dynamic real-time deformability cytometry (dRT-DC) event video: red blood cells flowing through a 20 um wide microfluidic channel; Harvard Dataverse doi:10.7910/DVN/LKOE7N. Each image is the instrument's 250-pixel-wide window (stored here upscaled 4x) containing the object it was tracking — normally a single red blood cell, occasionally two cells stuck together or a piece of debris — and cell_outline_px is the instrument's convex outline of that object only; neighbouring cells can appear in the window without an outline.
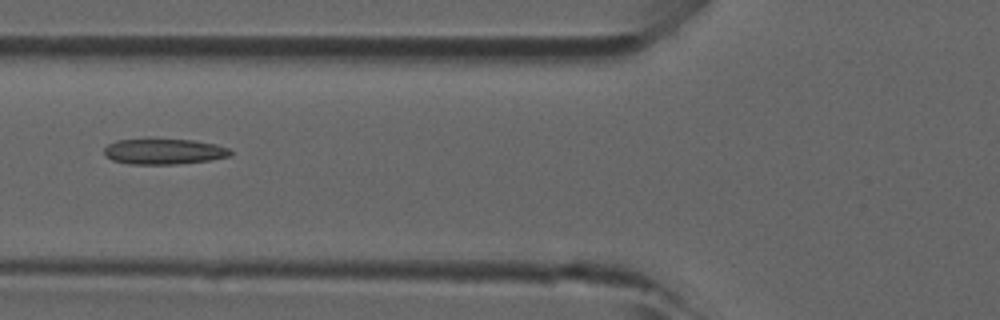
{"species": "common noctule bat (a hibernating species)", "species_latin": "Nyctalus noctula", "temperature_condition": "room temperature", "stored_images_in_passage": 6, "camera_frame_rate_fps": 3000, "um_per_image_px": 0.085, "animal": {"sex": "male", "forearm_length_mm": 52.5}, "frame": {"image": 1, "passage_image": 6, "time_ms": 1.667, "image_size_px": [1000, 320], "cell_outline_px": [[232, 156], [208, 160], [176, 164], [128, 164], [112, 160], [104, 156], [104, 148], [108, 144], [116, 140], [148, 136], [192, 140], [216, 144], [228, 148], [232, 152]], "centroid_in_image_um": [13.86, 12.83], "position_along_channel_um": 111.9, "area_um2": 19.77}}